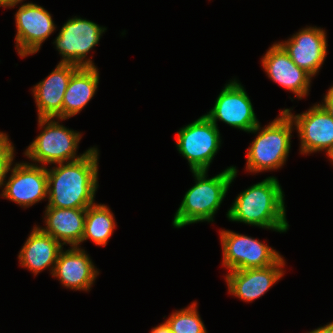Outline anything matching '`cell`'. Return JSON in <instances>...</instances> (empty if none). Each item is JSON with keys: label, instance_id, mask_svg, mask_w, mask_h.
I'll use <instances>...</instances> for the list:
<instances>
[{"label": "cell", "instance_id": "14", "mask_svg": "<svg viewBox=\"0 0 333 333\" xmlns=\"http://www.w3.org/2000/svg\"><path fill=\"white\" fill-rule=\"evenodd\" d=\"M284 263L281 257L275 264L267 267L232 270L226 275L228 290L232 295L251 302L261 297L282 277L281 267L285 266Z\"/></svg>", "mask_w": 333, "mask_h": 333}, {"label": "cell", "instance_id": "27", "mask_svg": "<svg viewBox=\"0 0 333 333\" xmlns=\"http://www.w3.org/2000/svg\"><path fill=\"white\" fill-rule=\"evenodd\" d=\"M22 0H0V6L3 7H13L17 3H21Z\"/></svg>", "mask_w": 333, "mask_h": 333}, {"label": "cell", "instance_id": "2", "mask_svg": "<svg viewBox=\"0 0 333 333\" xmlns=\"http://www.w3.org/2000/svg\"><path fill=\"white\" fill-rule=\"evenodd\" d=\"M284 194L275 177L252 185L240 195L227 213L230 221L286 232L288 223Z\"/></svg>", "mask_w": 333, "mask_h": 333}, {"label": "cell", "instance_id": "28", "mask_svg": "<svg viewBox=\"0 0 333 333\" xmlns=\"http://www.w3.org/2000/svg\"><path fill=\"white\" fill-rule=\"evenodd\" d=\"M328 157L332 160L333 162V151L328 155Z\"/></svg>", "mask_w": 333, "mask_h": 333}, {"label": "cell", "instance_id": "25", "mask_svg": "<svg viewBox=\"0 0 333 333\" xmlns=\"http://www.w3.org/2000/svg\"><path fill=\"white\" fill-rule=\"evenodd\" d=\"M151 333H172V330L169 325L164 322L163 324H160L159 326L152 329Z\"/></svg>", "mask_w": 333, "mask_h": 333}, {"label": "cell", "instance_id": "24", "mask_svg": "<svg viewBox=\"0 0 333 333\" xmlns=\"http://www.w3.org/2000/svg\"><path fill=\"white\" fill-rule=\"evenodd\" d=\"M321 105L333 117V86L328 90L324 98V104Z\"/></svg>", "mask_w": 333, "mask_h": 333}, {"label": "cell", "instance_id": "8", "mask_svg": "<svg viewBox=\"0 0 333 333\" xmlns=\"http://www.w3.org/2000/svg\"><path fill=\"white\" fill-rule=\"evenodd\" d=\"M106 28L82 19H69L62 27L54 43L63 56L61 63H71L79 67H95L90 59L83 60L87 53L98 44Z\"/></svg>", "mask_w": 333, "mask_h": 333}, {"label": "cell", "instance_id": "4", "mask_svg": "<svg viewBox=\"0 0 333 333\" xmlns=\"http://www.w3.org/2000/svg\"><path fill=\"white\" fill-rule=\"evenodd\" d=\"M293 121L283 110L259 132L247 153V169L250 172L278 169L288 156Z\"/></svg>", "mask_w": 333, "mask_h": 333}, {"label": "cell", "instance_id": "3", "mask_svg": "<svg viewBox=\"0 0 333 333\" xmlns=\"http://www.w3.org/2000/svg\"><path fill=\"white\" fill-rule=\"evenodd\" d=\"M192 173L196 184L186 192L174 216L173 226L176 228L199 221H213L237 170L231 166L210 179H206V170Z\"/></svg>", "mask_w": 333, "mask_h": 333}, {"label": "cell", "instance_id": "20", "mask_svg": "<svg viewBox=\"0 0 333 333\" xmlns=\"http://www.w3.org/2000/svg\"><path fill=\"white\" fill-rule=\"evenodd\" d=\"M99 83V73L95 67H79L71 76L66 88L62 119H67L80 112L94 96Z\"/></svg>", "mask_w": 333, "mask_h": 333}, {"label": "cell", "instance_id": "22", "mask_svg": "<svg viewBox=\"0 0 333 333\" xmlns=\"http://www.w3.org/2000/svg\"><path fill=\"white\" fill-rule=\"evenodd\" d=\"M196 307L194 302L190 307L174 312L166 320L172 333H207Z\"/></svg>", "mask_w": 333, "mask_h": 333}, {"label": "cell", "instance_id": "12", "mask_svg": "<svg viewBox=\"0 0 333 333\" xmlns=\"http://www.w3.org/2000/svg\"><path fill=\"white\" fill-rule=\"evenodd\" d=\"M48 194L47 171L28 163H19L12 168V174L5 184L2 197L21 206L28 207L44 199Z\"/></svg>", "mask_w": 333, "mask_h": 333}, {"label": "cell", "instance_id": "7", "mask_svg": "<svg viewBox=\"0 0 333 333\" xmlns=\"http://www.w3.org/2000/svg\"><path fill=\"white\" fill-rule=\"evenodd\" d=\"M220 233L223 265L230 271L267 267L281 258L278 252L252 237L229 230Z\"/></svg>", "mask_w": 333, "mask_h": 333}, {"label": "cell", "instance_id": "5", "mask_svg": "<svg viewBox=\"0 0 333 333\" xmlns=\"http://www.w3.org/2000/svg\"><path fill=\"white\" fill-rule=\"evenodd\" d=\"M53 118H38L39 126L44 127L42 133L36 137L25 155L39 163H64L81 159L90 149L80 156L76 155L81 135L52 121ZM71 159V160H70Z\"/></svg>", "mask_w": 333, "mask_h": 333}, {"label": "cell", "instance_id": "19", "mask_svg": "<svg viewBox=\"0 0 333 333\" xmlns=\"http://www.w3.org/2000/svg\"><path fill=\"white\" fill-rule=\"evenodd\" d=\"M62 246L51 235L44 233L39 227H34L19 253L20 264L34 274L52 265L53 274Z\"/></svg>", "mask_w": 333, "mask_h": 333}, {"label": "cell", "instance_id": "13", "mask_svg": "<svg viewBox=\"0 0 333 333\" xmlns=\"http://www.w3.org/2000/svg\"><path fill=\"white\" fill-rule=\"evenodd\" d=\"M326 33L320 28H305L279 44L292 61L311 76L320 69L327 55Z\"/></svg>", "mask_w": 333, "mask_h": 333}, {"label": "cell", "instance_id": "11", "mask_svg": "<svg viewBox=\"0 0 333 333\" xmlns=\"http://www.w3.org/2000/svg\"><path fill=\"white\" fill-rule=\"evenodd\" d=\"M15 18L16 49L21 57L39 51L42 42L55 30L50 13L33 3L21 5Z\"/></svg>", "mask_w": 333, "mask_h": 333}, {"label": "cell", "instance_id": "6", "mask_svg": "<svg viewBox=\"0 0 333 333\" xmlns=\"http://www.w3.org/2000/svg\"><path fill=\"white\" fill-rule=\"evenodd\" d=\"M176 137L177 149L188 160L190 169L207 171L220 146L218 127L203 115L181 128Z\"/></svg>", "mask_w": 333, "mask_h": 333}, {"label": "cell", "instance_id": "10", "mask_svg": "<svg viewBox=\"0 0 333 333\" xmlns=\"http://www.w3.org/2000/svg\"><path fill=\"white\" fill-rule=\"evenodd\" d=\"M292 119L301 139V153L326 150L333 151V117L317 104L301 115L293 116L290 109L284 110Z\"/></svg>", "mask_w": 333, "mask_h": 333}, {"label": "cell", "instance_id": "16", "mask_svg": "<svg viewBox=\"0 0 333 333\" xmlns=\"http://www.w3.org/2000/svg\"><path fill=\"white\" fill-rule=\"evenodd\" d=\"M78 68V65L60 62L45 80L34 86L38 118L62 119L64 94L72 74Z\"/></svg>", "mask_w": 333, "mask_h": 333}, {"label": "cell", "instance_id": "18", "mask_svg": "<svg viewBox=\"0 0 333 333\" xmlns=\"http://www.w3.org/2000/svg\"><path fill=\"white\" fill-rule=\"evenodd\" d=\"M45 211L47 227L40 228L44 233L51 235L62 245H80L84 234L86 208L47 207Z\"/></svg>", "mask_w": 333, "mask_h": 333}, {"label": "cell", "instance_id": "26", "mask_svg": "<svg viewBox=\"0 0 333 333\" xmlns=\"http://www.w3.org/2000/svg\"><path fill=\"white\" fill-rule=\"evenodd\" d=\"M309 333H333V322H331L323 327H319L315 330H312Z\"/></svg>", "mask_w": 333, "mask_h": 333}, {"label": "cell", "instance_id": "21", "mask_svg": "<svg viewBox=\"0 0 333 333\" xmlns=\"http://www.w3.org/2000/svg\"><path fill=\"white\" fill-rule=\"evenodd\" d=\"M113 214L106 205L92 204L86 208L84 234L81 242L91 239L95 244L105 246L115 228Z\"/></svg>", "mask_w": 333, "mask_h": 333}, {"label": "cell", "instance_id": "9", "mask_svg": "<svg viewBox=\"0 0 333 333\" xmlns=\"http://www.w3.org/2000/svg\"><path fill=\"white\" fill-rule=\"evenodd\" d=\"M205 116L216 126L218 119L246 132L260 130L252 103L244 87L235 80L224 87L215 101L213 109Z\"/></svg>", "mask_w": 333, "mask_h": 333}, {"label": "cell", "instance_id": "17", "mask_svg": "<svg viewBox=\"0 0 333 333\" xmlns=\"http://www.w3.org/2000/svg\"><path fill=\"white\" fill-rule=\"evenodd\" d=\"M62 251L59 252L52 275L58 277L65 287L89 290L98 275L90 257L78 246Z\"/></svg>", "mask_w": 333, "mask_h": 333}, {"label": "cell", "instance_id": "15", "mask_svg": "<svg viewBox=\"0 0 333 333\" xmlns=\"http://www.w3.org/2000/svg\"><path fill=\"white\" fill-rule=\"evenodd\" d=\"M262 65L269 78L292 91L300 99L307 95L312 77L299 68L279 44H273L262 59Z\"/></svg>", "mask_w": 333, "mask_h": 333}, {"label": "cell", "instance_id": "23", "mask_svg": "<svg viewBox=\"0 0 333 333\" xmlns=\"http://www.w3.org/2000/svg\"><path fill=\"white\" fill-rule=\"evenodd\" d=\"M14 158V147L9 141L7 134L0 132V186L3 185L8 171H11Z\"/></svg>", "mask_w": 333, "mask_h": 333}, {"label": "cell", "instance_id": "1", "mask_svg": "<svg viewBox=\"0 0 333 333\" xmlns=\"http://www.w3.org/2000/svg\"><path fill=\"white\" fill-rule=\"evenodd\" d=\"M59 167L47 170V207L88 208L94 204L98 174V151L90 150L79 160L57 163Z\"/></svg>", "mask_w": 333, "mask_h": 333}]
</instances>
